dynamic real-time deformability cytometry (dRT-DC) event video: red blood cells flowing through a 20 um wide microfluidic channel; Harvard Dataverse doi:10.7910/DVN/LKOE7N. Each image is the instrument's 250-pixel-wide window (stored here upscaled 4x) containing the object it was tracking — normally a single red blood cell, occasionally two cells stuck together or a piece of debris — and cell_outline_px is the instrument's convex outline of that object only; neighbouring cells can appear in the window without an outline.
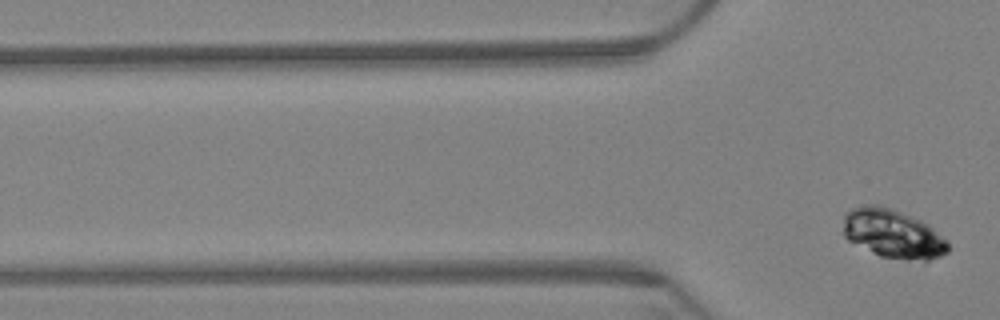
{"species": "Egyptian fruit bat (a non-hibernating species)", "species_latin": "Rousettus aegyptiacus", "temperature_condition": "warm", "stored_images_in_passage": 8, "segment_of_instrument_passage": [2, 2], "camera_frame_rate_fps": 3000, "um_per_image_px": 0.085, "animal": {"sex": "female"}, "frame": {"image": 1, "passage_image": 8, "time_ms": 2.333, "image_size_px": [1000, 320], "cell_outline_px": [[948, 252], [940, 256], [928, 260], [908, 260], [880, 256], [848, 240], [844, 236], [844, 216], [852, 208], [864, 204], [880, 204], [904, 212], [928, 224], [948, 240]], "centroid_in_image_um": [75.91, 19.85], "position_along_channel_um": 49.9, "area_um2": 29.94}}